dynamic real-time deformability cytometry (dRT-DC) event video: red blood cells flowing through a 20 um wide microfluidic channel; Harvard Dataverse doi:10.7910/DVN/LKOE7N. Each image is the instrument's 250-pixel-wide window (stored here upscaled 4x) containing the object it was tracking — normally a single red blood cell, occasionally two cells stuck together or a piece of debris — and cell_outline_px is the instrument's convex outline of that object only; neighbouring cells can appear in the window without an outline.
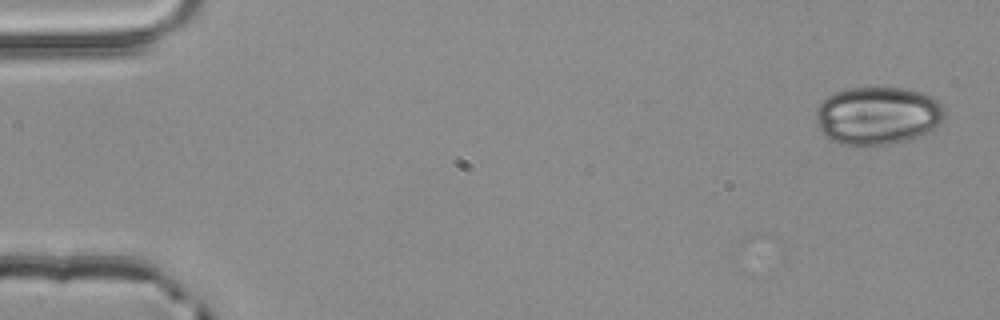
{"species": "common noctule bat (a hibernating species)", "species_latin": "Nyctalus noctula", "temperature_condition": "room temperature", "stored_images_in_passage": 3, "camera_frame_rate_fps": 3000, "um_per_image_px": 0.085, "animal": {"sex": "male", "body_mass_g": 20.4}, "frame": {"image": 1, "passage_image": 1, "time_ms": 0.0, "image_size_px": [1000, 320], "cell_outline_px": [[944, 120], [936, 128], [928, 132], [908, 140], [896, 144], [840, 144], [828, 140], [820, 132], [816, 120], [816, 108], [828, 96], [836, 92], [848, 88], [904, 88], [920, 92], [932, 96], [944, 108]], "centroid_in_image_um": [74.6, 9.84], "position_along_channel_um": 10.4, "area_um2": 43.64}}